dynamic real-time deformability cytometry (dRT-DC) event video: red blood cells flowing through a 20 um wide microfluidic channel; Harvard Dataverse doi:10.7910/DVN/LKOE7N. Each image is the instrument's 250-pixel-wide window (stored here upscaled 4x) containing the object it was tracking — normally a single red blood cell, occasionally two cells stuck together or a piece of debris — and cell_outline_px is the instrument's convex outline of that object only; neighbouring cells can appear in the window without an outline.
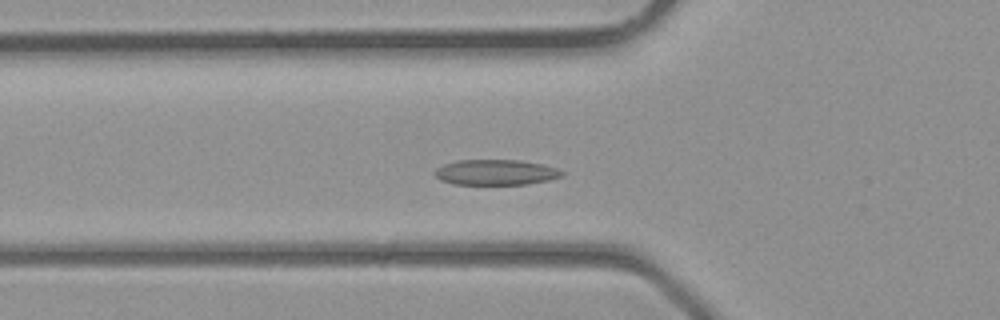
{"species": "common noctule bat (a hibernating species)", "species_latin": "Nyctalus noctula", "temperature_condition": "room temperature", "stored_images_in_passage": 36, "camera_frame_rate_fps": 3000, "um_per_image_px": 0.085, "animal": {"sex": "male", "body_mass_g": 23.1, "forearm_length_mm": 52.7}, "frame": {"image": 1, "passage_image": 11, "time_ms": 3.333, "image_size_px": [1000, 320], "cell_outline_px": [[564, 176], [548, 180], [528, 184], [452, 184], [440, 180], [432, 172], [436, 168], [444, 164], [456, 160], [520, 160], [540, 164], [556, 168], [564, 172]], "centroid_in_image_um": [42.11, 14.64], "position_along_channel_um": 83.7, "area_um2": 18.9}}
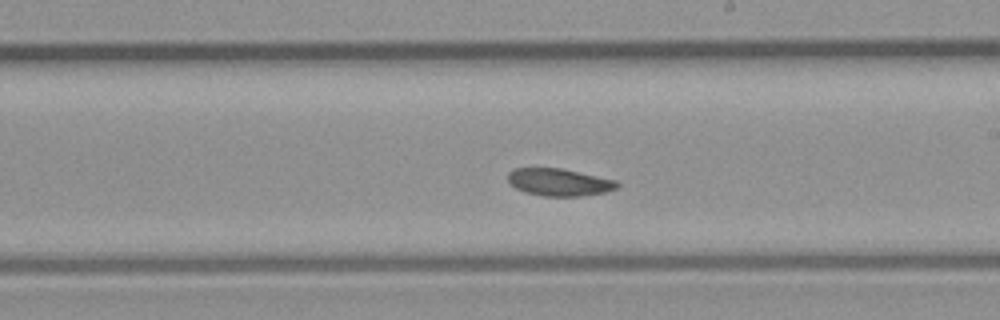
{"frame": {"image": 2, "passage_image": 20, "time_ms": 6.333, "image_size_px": [1000, 320], "cell_outline_px": [[620, 184], [616, 188], [604, 192], [580, 196], [544, 196], [528, 192], [516, 188], [508, 180], [508, 172], [512, 168], [560, 168], [616, 180]], "centroid_in_image_um": [47.52, 15.48], "position_along_channel_um": 241.5, "area_um2": 17.17}}
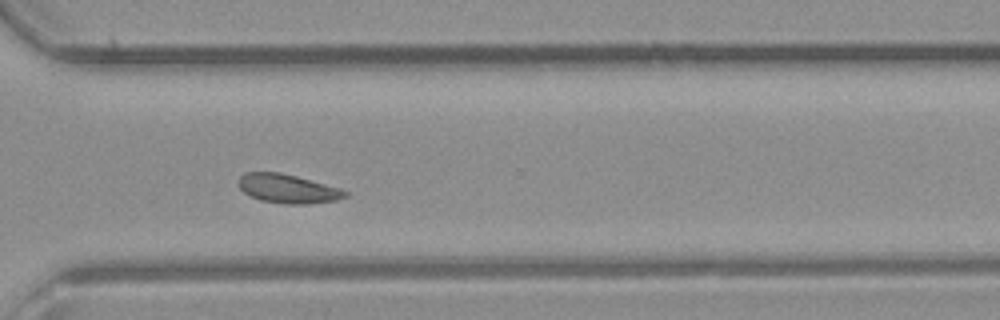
{"frame": {"image": 3, "passage_image": 26, "time_ms": 8.333, "image_size_px": [1000, 320], "cell_outline_px": [[348, 196], [336, 200], [308, 204], [284, 204], [260, 200], [244, 192], [236, 184], [236, 180], [244, 172], [280, 172], [296, 176], [340, 188], [348, 192]], "centroid_in_image_um": [24.43, 16.03], "position_along_channel_um": 346.2, "area_um2": 18.09}}